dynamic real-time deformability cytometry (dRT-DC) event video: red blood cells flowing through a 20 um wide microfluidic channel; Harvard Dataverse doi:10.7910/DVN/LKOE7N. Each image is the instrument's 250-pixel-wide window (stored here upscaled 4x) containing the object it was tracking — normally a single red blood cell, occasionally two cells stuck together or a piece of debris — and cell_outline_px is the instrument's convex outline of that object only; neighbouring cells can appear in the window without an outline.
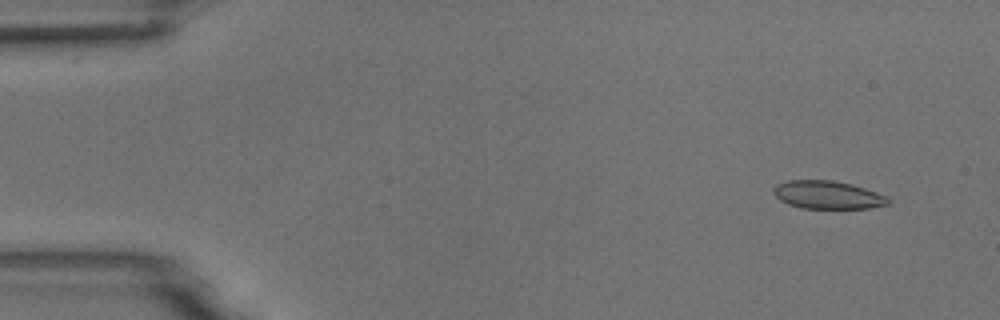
{"species": "common noctule bat (a hibernating species)", "species_latin": "Nyctalus noctula", "temperature_condition": "room temperature", "stored_images_in_passage": 54, "camera_frame_rate_fps": 3000, "um_per_image_px": 0.085, "animal": {"sex": "male", "body_mass_g": 18.8}, "frame": {"image": 1, "passage_image": 4, "time_ms": 1.0, "image_size_px": [1000, 320], "cell_outline_px": [[892, 200], [888, 204], [868, 208], [800, 208], [788, 204], [780, 200], [772, 192], [772, 188], [776, 184], [788, 180], [832, 180], [852, 184], [888, 196]], "centroid_in_image_um": [70.34, 16.56], "position_along_channel_um": 14.7, "area_um2": 18.84}}
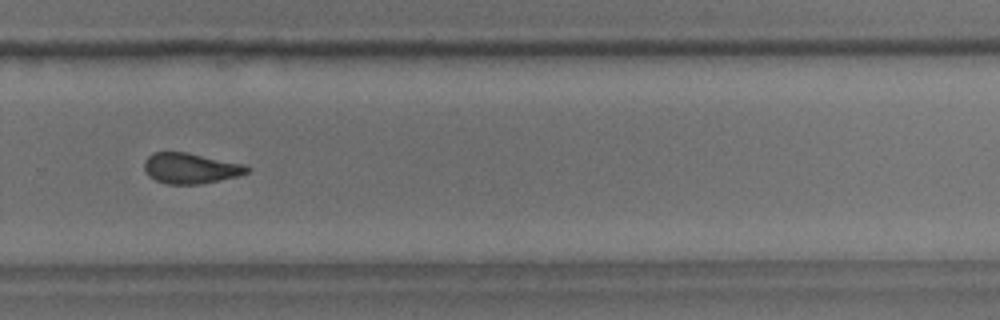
{"frame": {"image": 2, "passage_image": 37, "time_ms": 12.0, "image_size_px": [1000, 320], "cell_outline_px": [[252, 168], [248, 172], [236, 176], [220, 180], [200, 184], [168, 184], [156, 180], [148, 176], [144, 172], [144, 160], [152, 152], [188, 152], [244, 164]], "centroid_in_image_um": [16.17, 14.29], "position_along_channel_um": 313.6, "area_um2": 18.44}}
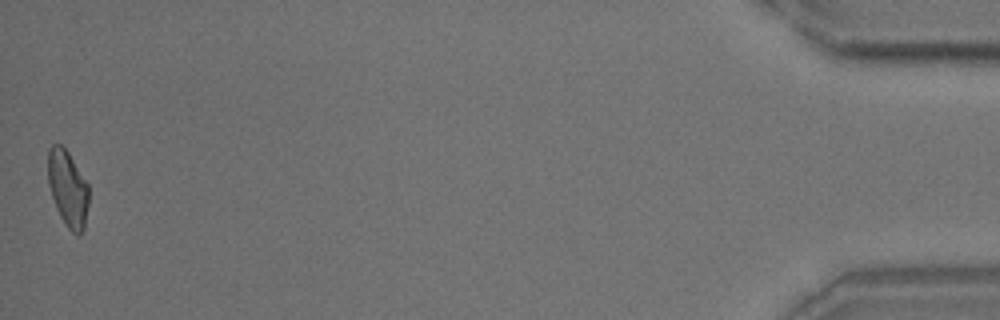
{"frame": {"image": 3, "passage_image": 54, "time_ms": 17.667, "image_size_px": [1000, 320], "cell_outline_px": [[88, 204], [84, 228], [80, 236], [76, 236], [64, 224], [56, 208], [48, 184], [48, 148], [52, 144], [60, 144], [68, 152], [88, 184]], "centroid_in_image_um": [5.76, 16.05], "position_along_channel_um": 429.4, "area_um2": 18.15}, "authors_computed_cell_mechanics": {"area_um2": 18.9584, "velocity_mm_per_s": 3.6984, "shape_relaxation_time_tau1_ms": 10.4651, "shape_relaxation_time_tau2_ms": 1.6955, "deformation_change_tau1": 0.226, "deformation_change_tau2": 0.0944}}